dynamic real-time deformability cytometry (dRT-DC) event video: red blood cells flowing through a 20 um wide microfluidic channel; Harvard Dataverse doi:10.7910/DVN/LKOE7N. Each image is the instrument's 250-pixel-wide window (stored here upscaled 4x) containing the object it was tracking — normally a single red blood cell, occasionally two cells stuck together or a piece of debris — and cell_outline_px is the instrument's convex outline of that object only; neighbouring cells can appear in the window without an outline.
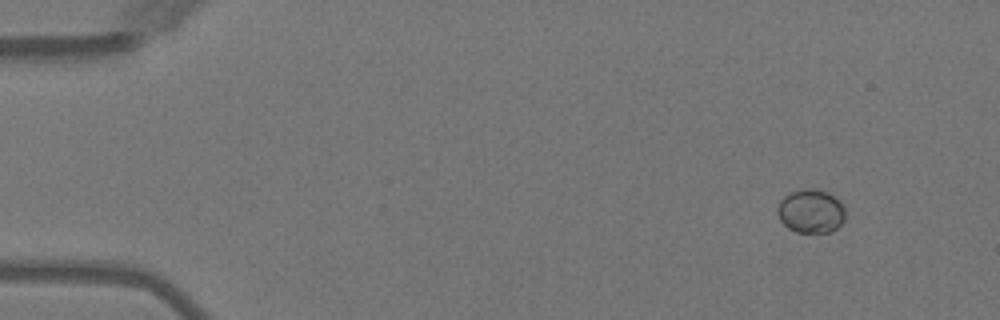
{"species": "Egyptian fruit bat (a non-hibernating species)", "species_latin": "Rousettus aegyptiacus", "temperature_condition": "warm", "stored_images_in_passage": 4, "camera_frame_rate_fps": 3000, "um_per_image_px": 0.085, "animal": {"sex": "female"}, "frame": {"image": 1, "passage_image": 1, "time_ms": 0.0, "image_size_px": [1000, 320], "cell_outline_px": [[844, 220], [832, 232], [796, 232], [788, 228], [780, 220], [776, 212], [776, 208], [780, 200], [788, 192], [800, 188], [816, 188], [828, 192], [840, 200], [844, 208]], "centroid_in_image_um": [68.9, 17.92], "position_along_channel_um": 16.1, "area_um2": 17.63}}
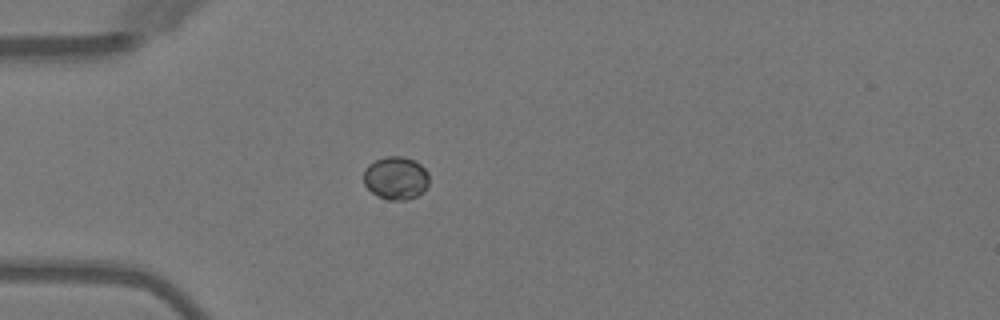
{"frame": {"image": 2, "passage_image": 4, "time_ms": 3.333, "image_size_px": [1000, 320], "cell_outline_px": [[428, 184], [424, 192], [416, 196], [404, 200], [388, 200], [376, 196], [364, 184], [364, 168], [368, 164], [376, 160], [388, 156], [404, 156], [416, 160], [428, 172]], "centroid_in_image_um": [33.65, 15.13], "position_along_channel_um": 51.3, "area_um2": 16.59}}